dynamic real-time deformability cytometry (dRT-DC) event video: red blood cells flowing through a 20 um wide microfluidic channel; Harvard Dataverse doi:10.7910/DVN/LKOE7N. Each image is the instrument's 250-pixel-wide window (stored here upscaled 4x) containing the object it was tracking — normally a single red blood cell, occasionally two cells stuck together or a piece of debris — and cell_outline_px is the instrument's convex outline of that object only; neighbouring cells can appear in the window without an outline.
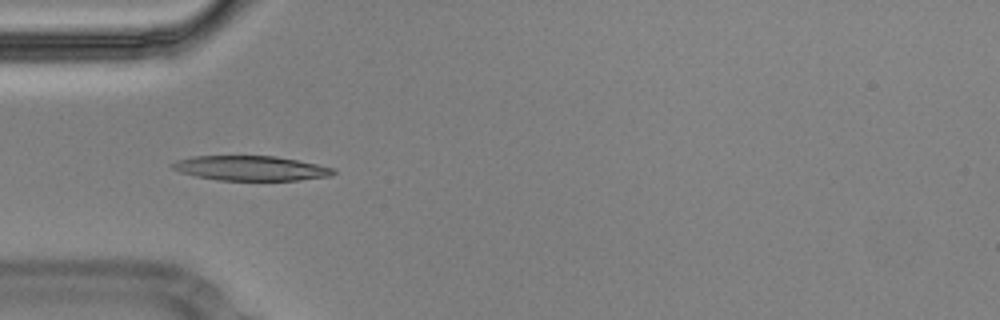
{"species": "Egyptian fruit bat (a non-hibernating species)", "species_latin": "Rousettus aegyptiacus", "temperature_condition": "cold", "stored_images_in_passage": 10, "camera_frame_rate_fps": 3000, "um_per_image_px": 0.085, "animal": {"sex": "male"}, "frame": {"image": 1, "passage_image": 4, "time_ms": 1.0, "image_size_px": [1000, 320], "cell_outline_px": [[336, 172], [332, 176], [300, 180], [216, 180], [196, 176], [180, 172], [172, 168], [168, 164], [176, 160], [192, 156], [272, 156], [296, 160], [336, 168]], "centroid_in_image_um": [21.3, 14.3], "position_along_channel_um": 63.7, "area_um2": 23.29}}